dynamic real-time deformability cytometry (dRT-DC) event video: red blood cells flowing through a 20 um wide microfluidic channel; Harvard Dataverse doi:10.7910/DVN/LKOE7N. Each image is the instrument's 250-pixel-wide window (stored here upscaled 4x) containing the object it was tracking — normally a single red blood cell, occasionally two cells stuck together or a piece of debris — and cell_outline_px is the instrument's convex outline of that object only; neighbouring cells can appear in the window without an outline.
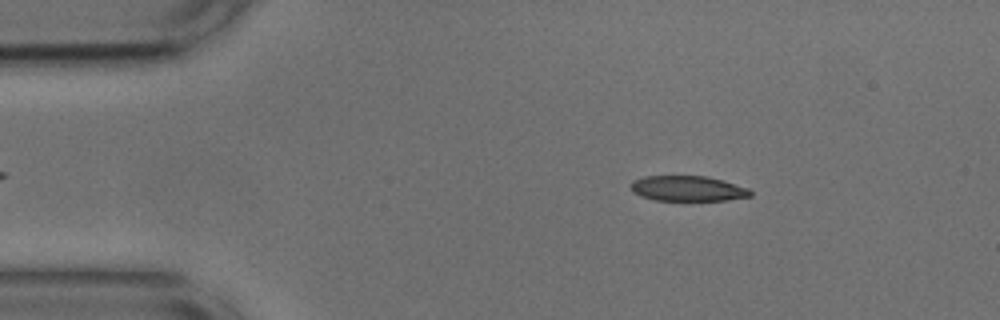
{"species": "common noctule bat (a hibernating species)", "species_latin": "Nyctalus noctula", "temperature_condition": "cold", "stored_images_in_passage": 51, "camera_frame_rate_fps": 3000, "um_per_image_px": 0.085, "animal": {"sex": "male", "body_mass_g": 17.9, "forearm_length_mm": 54.2}, "frame": {"image": 1, "passage_image": 7, "time_ms": 2.0, "image_size_px": [1000, 320], "cell_outline_px": [[752, 196], [728, 200], [656, 200], [640, 196], [632, 192], [632, 180], [644, 176], [708, 176], [748, 188], [752, 192]], "centroid_in_image_um": [58.46, 16.02], "position_along_channel_um": 26.5, "area_um2": 17.57}}
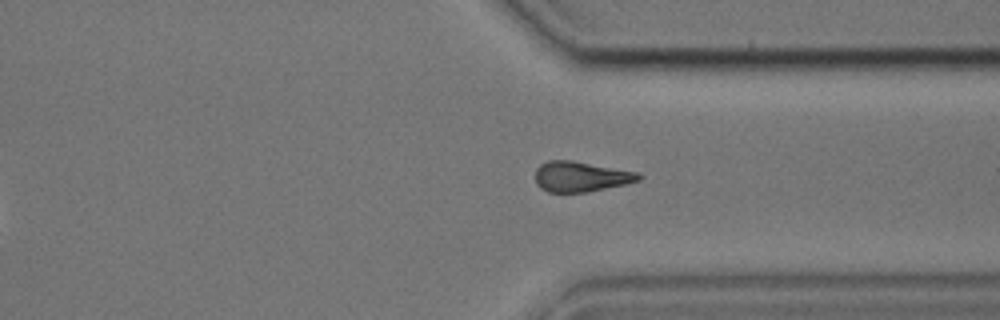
{"frame": {"image": 2, "passage_image": 38, "time_ms": 12.333, "image_size_px": [1000, 320], "cell_outline_px": [[644, 176], [640, 180], [624, 184], [588, 192], [548, 192], [540, 188], [536, 184], [536, 168], [540, 164], [548, 160], [572, 160], [640, 172]], "centroid_in_image_um": [49.39, 15.0], "position_along_channel_um": 362.0, "area_um2": 18.44}}
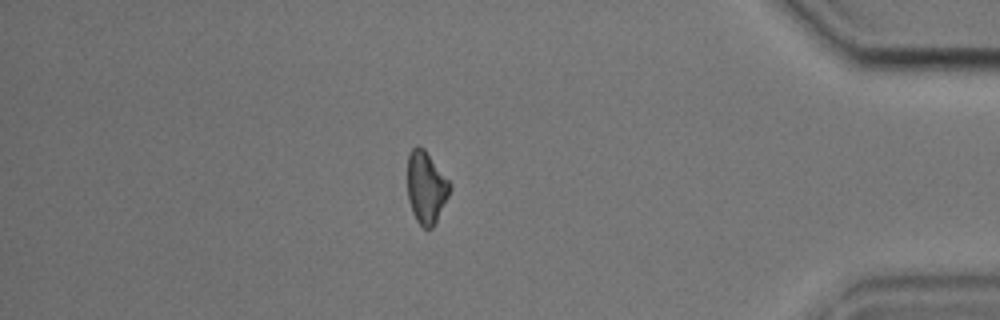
{"frame": {"image": 3, "passage_image": 44, "time_ms": 14.333, "image_size_px": [1000, 320], "cell_outline_px": [[452, 188], [432, 228], [424, 228], [416, 220], [412, 212], [408, 200], [408, 156], [412, 148], [416, 144], [424, 148], [452, 184]], "centroid_in_image_um": [36.22, 15.9], "position_along_channel_um": 399.0, "area_um2": 17.74}, "authors_computed_cell_mechanics": {"area_um2": 18.4382, "velocity_mm_per_s": 3.7709, "shape_relaxation_time_tau1_ms": 5.2422, "shape_relaxation_time_tau2_ms": 6.2602, "deformation_change_tau1": 0.1456, "deformation_change_tau2": 0.1583}}